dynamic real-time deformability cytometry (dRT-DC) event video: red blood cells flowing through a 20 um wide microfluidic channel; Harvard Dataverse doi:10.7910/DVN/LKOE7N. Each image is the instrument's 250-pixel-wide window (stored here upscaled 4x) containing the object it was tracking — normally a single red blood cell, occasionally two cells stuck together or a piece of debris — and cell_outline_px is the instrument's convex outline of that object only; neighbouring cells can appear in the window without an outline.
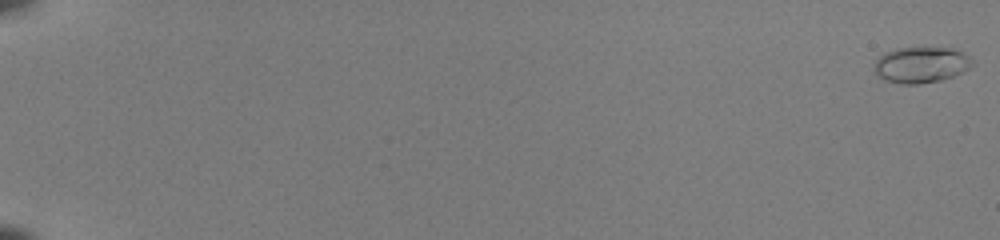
{"species": "common noctule bat (a hibernating species)", "species_latin": "Nyctalus noctula", "temperature_condition": "room temperature", "stored_images_in_passage": 19, "camera_frame_rate_fps": 3000, "um_per_image_px": 0.085, "animal": {"sex": "female", "body_mass_g": 22.0, "forearm_length_mm": 56.7}, "frame": {"image": 1, "passage_image": 1, "time_ms": 0.0, "image_size_px": [1000, 240], "cell_outline_px": [[976, 64], [952, 76], [940, 80], [920, 84], [900, 84], [884, 80], [876, 76], [872, 68], [872, 64], [884, 52], [896, 48], [956, 48], [972, 56]], "centroid_in_image_um": [78.28, 5.5], "position_along_channel_um": 6.7, "area_um2": 21.04}}